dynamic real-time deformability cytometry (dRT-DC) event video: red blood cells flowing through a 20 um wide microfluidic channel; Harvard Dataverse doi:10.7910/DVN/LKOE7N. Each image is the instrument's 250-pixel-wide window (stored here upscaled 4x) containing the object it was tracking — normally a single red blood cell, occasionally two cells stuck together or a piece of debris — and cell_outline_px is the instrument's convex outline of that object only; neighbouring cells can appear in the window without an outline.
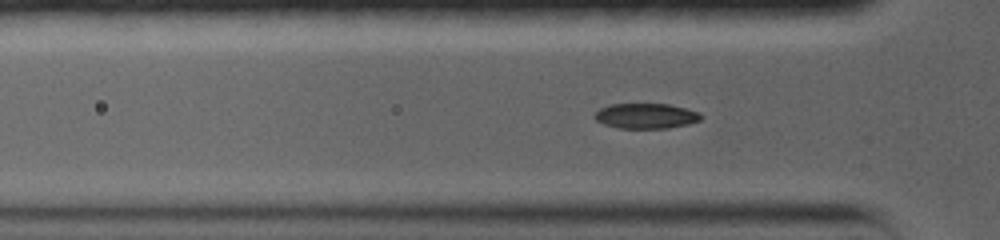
{"species": "common noctule bat (a hibernating species)", "species_latin": "Nyctalus noctula", "temperature_condition": "warm", "stored_images_in_passage": 32, "camera_frame_rate_fps": 5000, "um_per_image_px": 0.085, "animal": {"sex": "female", "body_mass_g": 19.0, "forearm_length_mm": 56.7}, "frame": {"image": 1, "passage_image": 2, "time_ms": 0.2, "image_size_px": [1000, 240], "cell_outline_px": [[704, 116], [700, 120], [688, 124], [668, 128], [616, 128], [604, 124], [596, 120], [592, 116], [600, 108], [608, 104], [668, 104], [700, 112]], "centroid_in_image_um": [54.89, 9.85], "position_along_channel_um": 70.9, "area_um2": 15.72}}
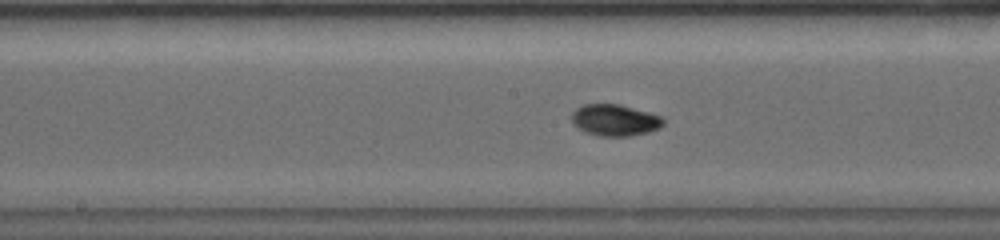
{"frame": {"image": 2, "passage_image": 19, "time_ms": 3.6, "image_size_px": [1000, 240], "cell_outline_px": [[664, 124], [660, 128], [648, 132], [628, 136], [596, 136], [584, 132], [576, 128], [572, 120], [572, 112], [576, 108], [584, 104], [620, 104], [648, 112], [660, 116], [664, 120]], "centroid_in_image_um": [52.24, 10.22], "position_along_channel_um": 196.0, "area_um2": 16.94}}
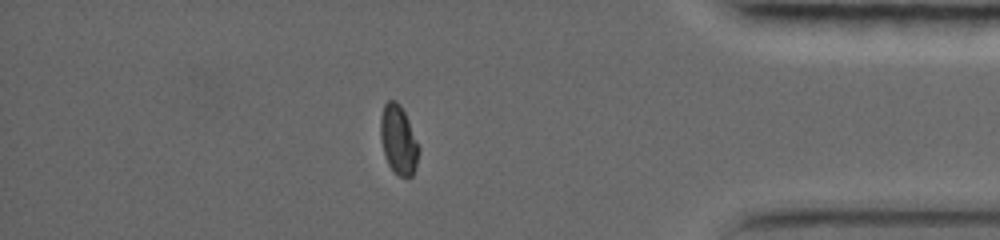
{"frame": {"image": 3, "passage_image": 32, "time_ms": 10.0, "image_size_px": [1000, 240], "cell_outline_px": [[420, 148], [416, 168], [412, 176], [400, 176], [392, 172], [388, 164], [380, 140], [380, 120], [384, 104], [388, 100], [396, 100], [400, 104], [408, 120]], "centroid_in_image_um": [33.86, 11.9], "position_along_channel_um": 401.3, "area_um2": 15.49}}